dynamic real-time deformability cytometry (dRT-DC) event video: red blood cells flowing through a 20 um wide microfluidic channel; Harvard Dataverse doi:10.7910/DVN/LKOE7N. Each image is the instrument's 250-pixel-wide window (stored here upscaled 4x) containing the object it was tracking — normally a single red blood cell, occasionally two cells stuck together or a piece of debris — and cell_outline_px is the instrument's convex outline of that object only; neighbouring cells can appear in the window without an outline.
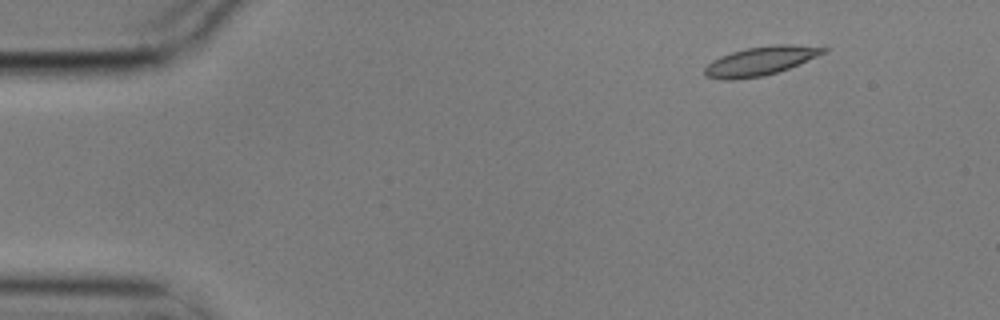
{"species": "common noctule bat (a hibernating species)", "species_latin": "Nyctalus noctula", "temperature_condition": "cold", "stored_images_in_passage": 4, "camera_frame_rate_fps": 3000, "um_per_image_px": 0.085, "animal": {"sex": "male", "body_mass_g": 17.9}, "frame": {"image": 1, "passage_image": 1, "time_ms": 0.0, "image_size_px": [1000, 320], "cell_outline_px": [[828, 48], [824, 52], [816, 56], [788, 68], [764, 76], [732, 80], [720, 80], [704, 76], [704, 68], [712, 60], [720, 56], [732, 52], [748, 48], [776, 44], [792, 44]], "centroid_in_image_um": [64.56, 5.2], "position_along_channel_um": 20.4, "area_um2": 19.71}}
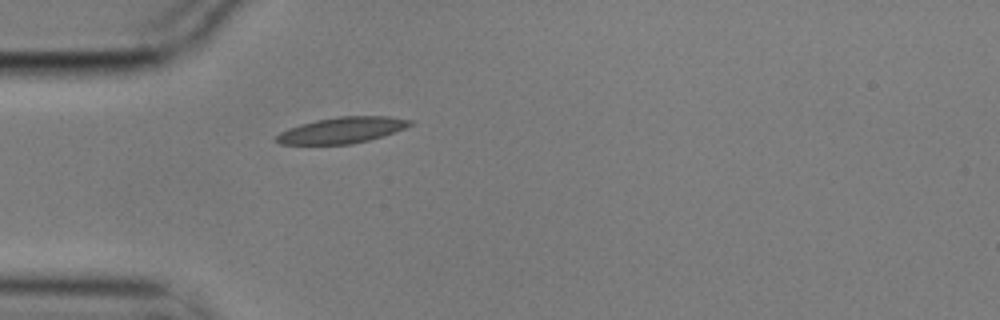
{"frame": {"image": 2, "passage_image": 4, "time_ms": 1.0, "image_size_px": [1000, 320], "cell_outline_px": [[412, 124], [404, 128], [368, 140], [352, 144], [280, 144], [272, 140], [280, 132], [288, 128], [300, 124], [316, 120], [340, 116], [388, 116], [412, 120]], "centroid_in_image_um": [29.01, 11.06], "position_along_channel_um": 56.0, "area_um2": 20.11}}